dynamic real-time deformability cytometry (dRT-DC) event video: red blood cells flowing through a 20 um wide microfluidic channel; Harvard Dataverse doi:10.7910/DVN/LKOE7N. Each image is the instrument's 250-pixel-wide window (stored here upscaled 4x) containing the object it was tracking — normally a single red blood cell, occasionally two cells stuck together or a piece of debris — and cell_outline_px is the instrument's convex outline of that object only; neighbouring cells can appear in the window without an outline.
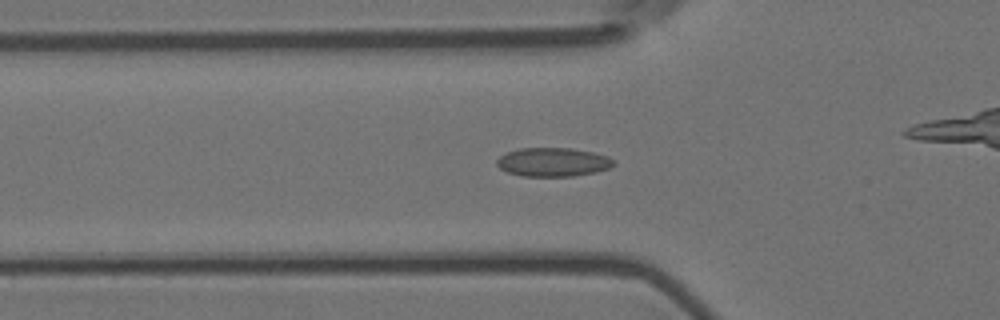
{"species": "Egyptian fruit bat (a non-hibernating species)", "species_latin": "Rousettus aegyptiacus", "temperature_condition": "room temperature", "stored_images_in_passage": 41, "camera_frame_rate_fps": 3000, "um_per_image_px": 0.085, "animal": {"sex": "female"}, "frame": {"image": 1, "passage_image": 13, "time_ms": 4.0, "image_size_px": [1000, 320], "cell_outline_px": [[616, 164], [608, 168], [596, 172], [572, 176], [524, 176], [508, 172], [500, 168], [496, 164], [496, 160], [500, 156], [508, 152], [520, 148], [572, 148], [592, 152], [608, 156], [616, 160]], "centroid_in_image_um": [47.03, 13.77], "position_along_channel_um": 78.8, "area_um2": 19.59}}
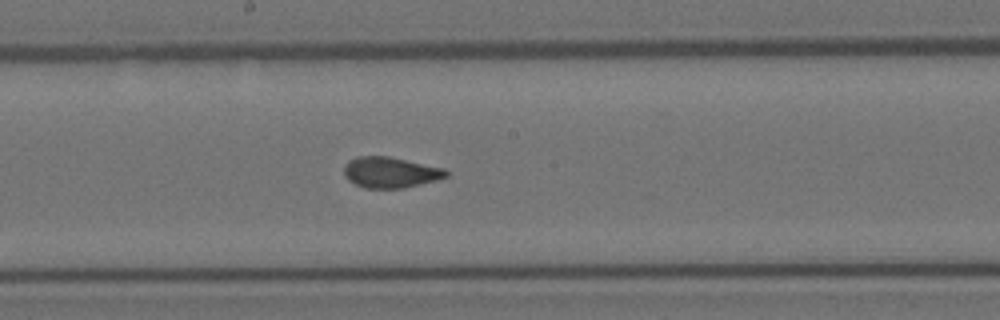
{"frame": {"image": 2, "passage_image": 24, "time_ms": 7.667, "image_size_px": [1000, 320], "cell_outline_px": [[448, 176], [436, 180], [404, 188], [364, 188], [348, 180], [344, 176], [344, 164], [348, 160], [356, 156], [388, 156], [444, 168], [448, 172]], "centroid_in_image_um": [33.15, 14.65], "position_along_channel_um": 215.1, "area_um2": 18.38}}
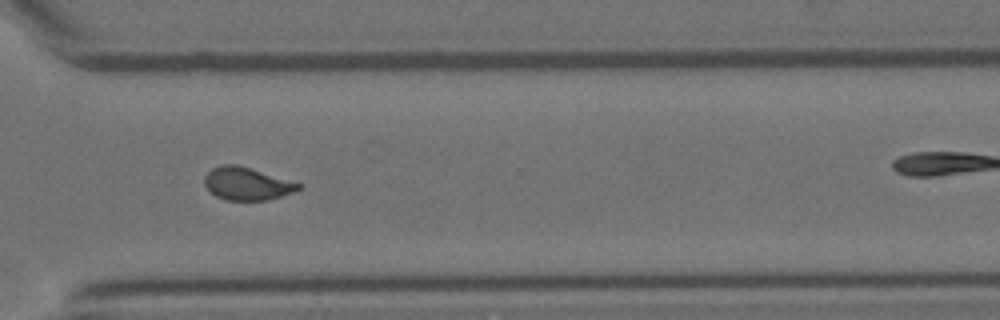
{"frame": {"image": 3, "passage_image": 35, "time_ms": 11.333, "image_size_px": [1000, 320], "cell_outline_px": [[304, 188], [268, 200], [224, 200], [216, 196], [204, 184], [204, 176], [212, 168], [220, 164], [236, 164], [304, 184]], "centroid_in_image_um": [21.0, 15.61], "position_along_channel_um": 349.6, "area_um2": 17.98}, "authors_computed_cell_mechanics": {"area_um2": 18.6116, "velocity_mm_per_s": 3.6889, "shape_relaxation_time_tau1_ms": null, "shape_relaxation_time_tau2_ms": 0.9442, "deformation_change_tau1": null, "deformation_change_tau2": 0.0621}}